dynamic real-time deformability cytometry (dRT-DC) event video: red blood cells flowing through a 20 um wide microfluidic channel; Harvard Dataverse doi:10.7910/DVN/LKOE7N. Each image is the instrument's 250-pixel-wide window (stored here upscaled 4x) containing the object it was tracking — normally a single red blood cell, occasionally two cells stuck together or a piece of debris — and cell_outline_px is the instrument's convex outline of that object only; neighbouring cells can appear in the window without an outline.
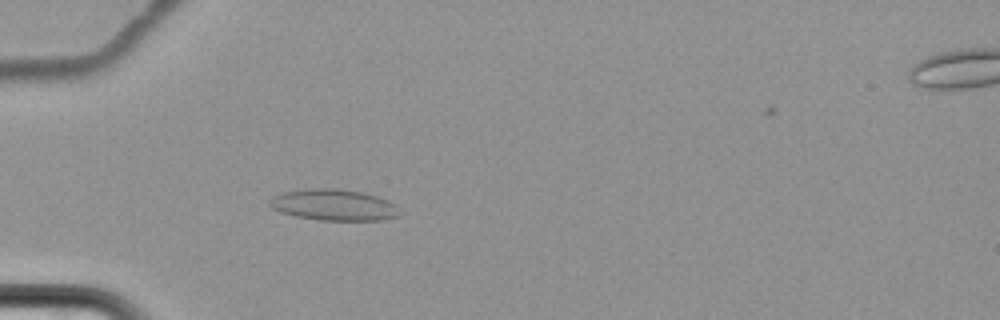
{"species": "common noctule bat (a hibernating species)", "species_latin": "Nyctalus noctula", "temperature_condition": "cold", "stored_images_in_passage": 7, "camera_frame_rate_fps": 3000, "um_per_image_px": 0.085, "animal": {"sex": "female", "body_mass_g": 22.7, "forearm_length_mm": 54.2}, "frame": {"image": 1, "passage_image": 6, "time_ms": 6.0, "image_size_px": [1000, 320], "cell_outline_px": [[400, 216], [384, 220], [320, 220], [296, 216], [280, 212], [272, 208], [268, 204], [268, 200], [272, 196], [284, 192], [312, 188], [336, 188], [360, 192], [376, 196], [388, 200], [396, 204], [400, 208]], "centroid_in_image_um": [28.39, 17.42], "position_along_channel_um": 56.6, "area_um2": 23.81}}